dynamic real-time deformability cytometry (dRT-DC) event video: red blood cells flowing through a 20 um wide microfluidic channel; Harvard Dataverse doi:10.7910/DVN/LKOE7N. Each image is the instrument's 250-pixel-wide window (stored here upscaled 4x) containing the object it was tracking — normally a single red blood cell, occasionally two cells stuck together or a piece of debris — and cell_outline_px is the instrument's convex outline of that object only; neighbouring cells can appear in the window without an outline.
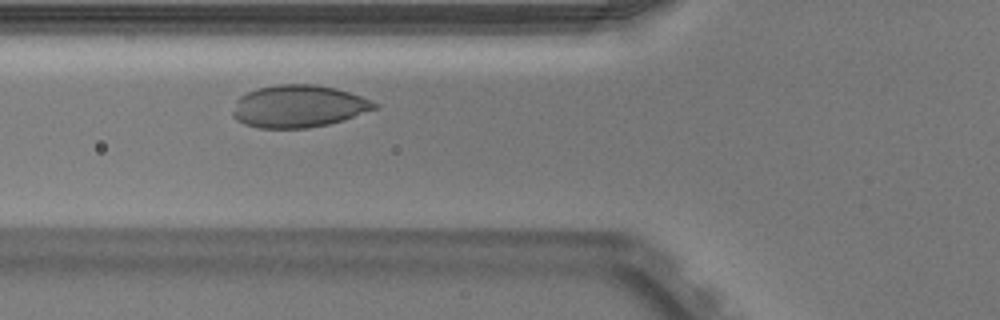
{"species": "Egyptian fruit bat (a non-hibernating species)", "species_latin": "Rousettus aegyptiacus", "temperature_condition": "warm", "stored_images_in_passage": 35, "camera_frame_rate_fps": 3000, "um_per_image_px": 0.085, "animal": {"sex": "male"}, "frame": {"image": 1, "passage_image": 9, "time_ms": 2.667, "image_size_px": [1000, 320], "cell_outline_px": [[380, 108], [344, 120], [328, 124], [308, 128], [260, 128], [244, 124], [236, 120], [232, 116], [232, 112], [236, 100], [240, 96], [248, 92], [260, 88], [276, 84], [316, 84], [336, 88], [372, 100], [380, 104]], "centroid_in_image_um": [25.41, 9.04], "position_along_channel_um": 100.4, "area_um2": 35.26}}
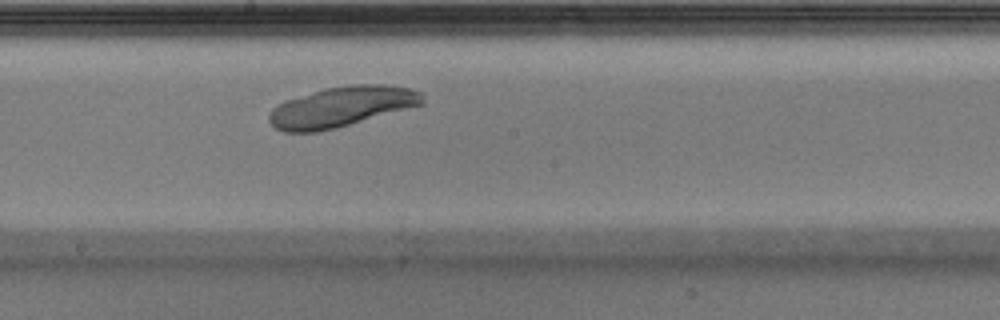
{"frame": {"image": 2, "passage_image": 18, "time_ms": 5.667, "image_size_px": [1000, 320], "cell_outline_px": [[424, 104], [336, 128], [316, 132], [284, 132], [276, 128], [268, 120], [268, 116], [272, 108], [276, 104], [284, 100], [324, 88], [348, 84], [384, 84], [412, 88], [420, 92], [424, 96]], "centroid_in_image_um": [29.02, 9.06], "position_along_channel_um": 219.2, "area_um2": 36.3}}
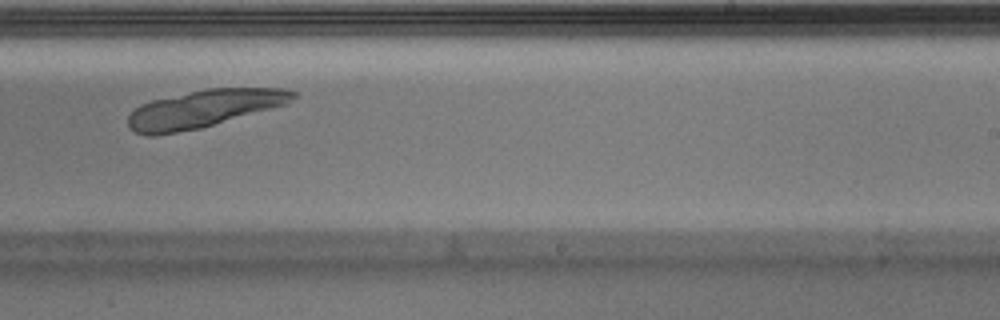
{"frame": {"image": 3, "passage_image": 22, "time_ms": 7.0, "image_size_px": [1000, 320], "cell_outline_px": [[296, 96], [284, 104], [200, 128], [156, 136], [148, 136], [136, 132], [128, 128], [128, 116], [140, 104], [152, 100], [208, 88], [284, 88], [296, 92]], "centroid_in_image_um": [17.26, 9.24], "position_along_channel_um": 271.7, "area_um2": 35.49}}